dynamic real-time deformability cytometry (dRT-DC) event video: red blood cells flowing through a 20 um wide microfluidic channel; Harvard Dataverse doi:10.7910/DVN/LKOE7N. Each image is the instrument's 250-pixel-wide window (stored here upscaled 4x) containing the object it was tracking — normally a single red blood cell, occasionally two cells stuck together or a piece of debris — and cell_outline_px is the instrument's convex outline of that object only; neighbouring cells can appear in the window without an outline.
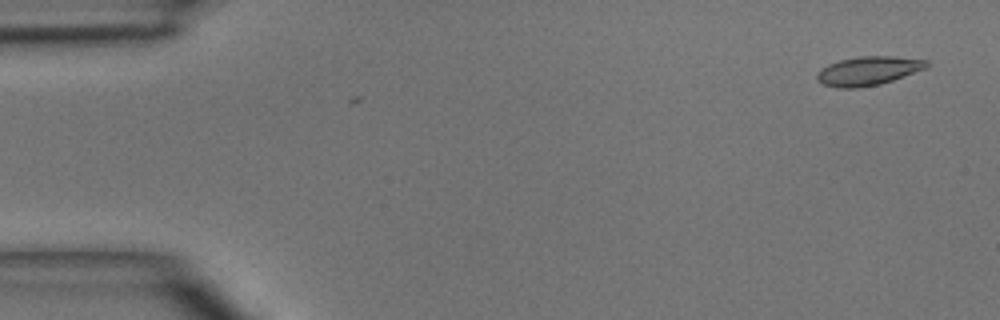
{"species": "common noctule bat (a hibernating species)", "species_latin": "Nyctalus noctula", "temperature_condition": "room temperature", "stored_images_in_passage": 2, "camera_frame_rate_fps": 3000, "um_per_image_px": 0.085, "animal": {"sex": "male", "body_mass_g": 15.6}, "frame": {"image": 1, "passage_image": 2, "time_ms": 1.333, "image_size_px": [1000, 320], "cell_outline_px": [[928, 68], [880, 84], [860, 88], [836, 88], [824, 84], [816, 80], [816, 76], [820, 68], [828, 64], [840, 60], [860, 56], [892, 56], [928, 60]], "centroid_in_image_um": [73.79, 6.03], "position_along_channel_um": 11.2, "area_um2": 18.55}}